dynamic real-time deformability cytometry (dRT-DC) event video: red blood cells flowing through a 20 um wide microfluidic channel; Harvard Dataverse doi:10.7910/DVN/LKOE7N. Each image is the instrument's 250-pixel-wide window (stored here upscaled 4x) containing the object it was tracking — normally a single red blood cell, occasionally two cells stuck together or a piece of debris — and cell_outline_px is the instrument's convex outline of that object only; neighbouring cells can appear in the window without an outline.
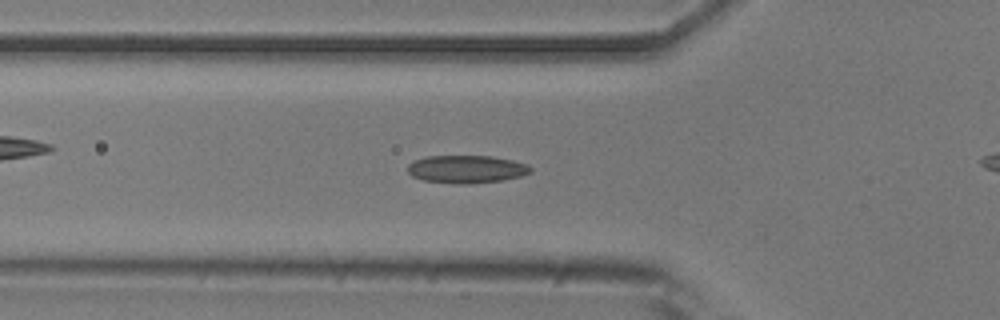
{"species": "common noctule bat (a hibernating species)", "species_latin": "Nyctalus noctula", "temperature_condition": "room temperature", "stored_images_in_passage": 25, "camera_frame_rate_fps": 3000, "um_per_image_px": 0.085, "animal": {"sex": "male", "body_mass_g": 20.5, "forearm_length_mm": 52.5}, "frame": {"image": 1, "passage_image": 10, "time_ms": 3.0, "image_size_px": [1000, 320], "cell_outline_px": [[532, 172], [520, 176], [504, 180], [468, 184], [456, 184], [424, 180], [412, 176], [408, 172], [408, 164], [416, 160], [428, 156], [488, 156], [512, 160], [528, 164], [532, 168]], "centroid_in_image_um": [39.67, 14.38], "position_along_channel_um": 86.1, "area_um2": 19.88}}
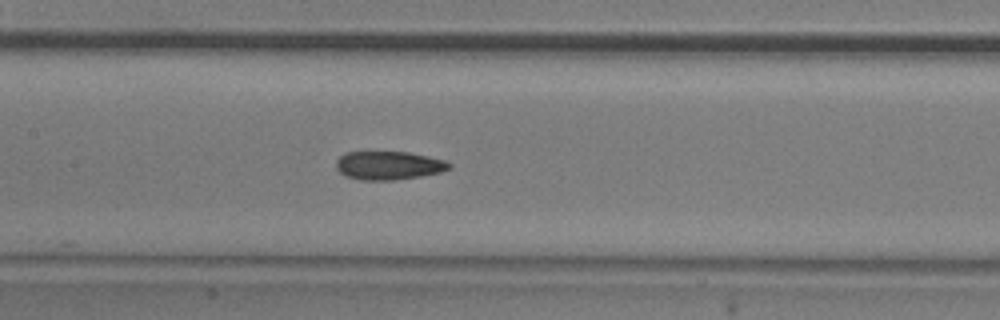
{"frame": {"image": 2, "passage_image": 17, "time_ms": 5.333, "image_size_px": [1000, 320], "cell_outline_px": [[452, 168], [440, 172], [420, 176], [396, 180], [360, 180], [344, 176], [336, 168], [336, 160], [344, 152], [408, 152], [428, 156], [444, 160], [452, 164]], "centroid_in_image_um": [33.02, 14.07], "position_along_channel_um": 174.4, "area_um2": 18.9}}
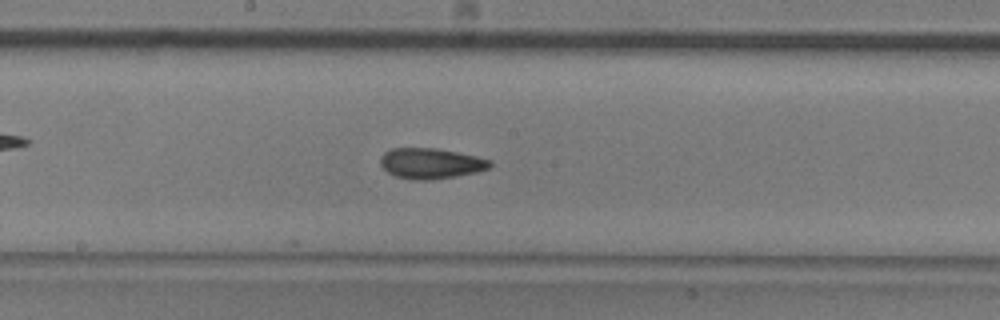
{"frame": {"image": 3, "passage_image": 20, "time_ms": 6.333, "image_size_px": [1000, 320], "cell_outline_px": [[492, 164], [488, 168], [476, 172], [456, 176], [432, 180], [412, 180], [396, 176], [388, 172], [380, 164], [380, 156], [384, 152], [392, 148], [436, 148], [476, 156], [492, 160]], "centroid_in_image_um": [36.6, 13.89], "position_along_channel_um": 211.6, "area_um2": 19.54}}